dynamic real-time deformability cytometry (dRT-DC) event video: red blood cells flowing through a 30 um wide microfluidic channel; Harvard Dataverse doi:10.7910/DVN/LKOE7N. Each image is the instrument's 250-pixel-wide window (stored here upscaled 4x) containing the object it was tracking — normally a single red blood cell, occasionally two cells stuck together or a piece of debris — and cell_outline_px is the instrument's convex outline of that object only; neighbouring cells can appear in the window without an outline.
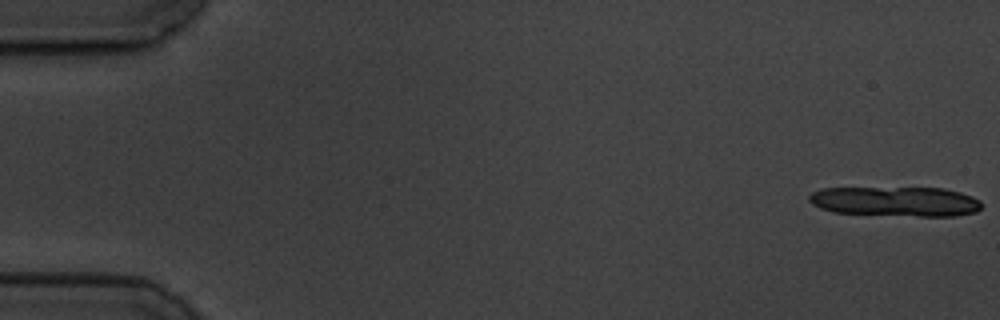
{"species": "common noctule bat (a hibernating species)", "species_latin": "Nyctalus noctula", "temperature_condition": "cold", "stored_images_in_passage": 5, "camera_frame_rate_fps": 3000, "um_per_image_px": 0.085, "animal": {"sex": "male", "body_mass_g": 19.5, "forearm_length_mm": 54.6}, "frame": {"image": 1, "passage_image": 1, "time_ms": 0.0, "image_size_px": [1000, 320], "cell_outline_px": [[980, 208], [976, 212], [956, 216], [920, 216], [832, 212], [820, 208], [812, 204], [808, 200], [808, 196], [812, 192], [820, 188], [944, 188], [960, 192], [972, 196], [980, 200]], "centroid_in_image_um": [76.12, 17.12], "position_along_channel_um": 8.9, "area_um2": 29.94}}
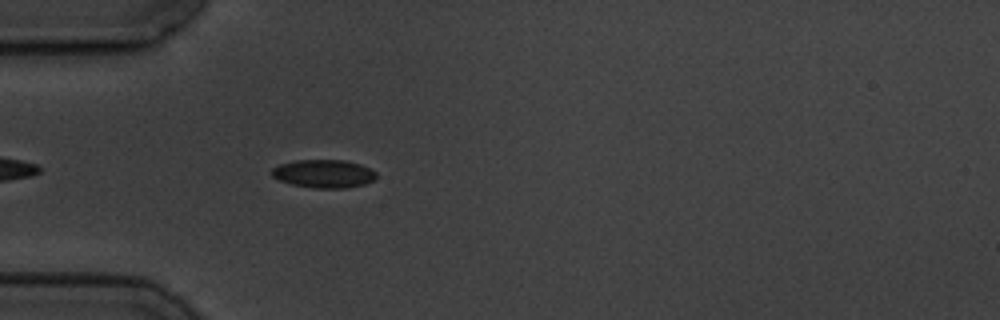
{"frame": {"image": 2, "passage_image": 5, "time_ms": 5.667, "image_size_px": [1000, 320], "cell_outline_px": [[376, 180], [364, 184], [344, 188], [312, 188], [292, 184], [280, 180], [272, 176], [272, 168], [280, 164], [292, 160], [344, 160], [360, 164], [376, 172]], "centroid_in_image_um": [27.52, 14.76], "position_along_channel_um": 57.5, "area_um2": 17.17}}